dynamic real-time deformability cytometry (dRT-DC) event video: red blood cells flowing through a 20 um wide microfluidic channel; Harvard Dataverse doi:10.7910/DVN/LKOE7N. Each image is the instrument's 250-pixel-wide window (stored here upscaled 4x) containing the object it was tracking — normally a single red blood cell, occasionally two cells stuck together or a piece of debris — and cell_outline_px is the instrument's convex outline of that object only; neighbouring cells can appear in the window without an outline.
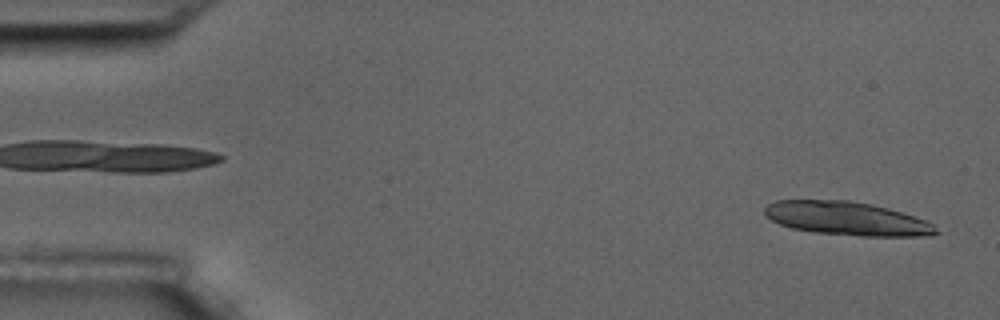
{"species": "common noctule bat (a hibernating species)", "species_latin": "Nyctalus noctula", "temperature_condition": "room temperature", "stored_images_in_passage": 6, "segment_of_instrument_passage": [2, 2], "camera_frame_rate_fps": 3000, "um_per_image_px": 0.085, "animal": {"sex": "male", "body_mass_g": 17.5, "forearm_length_mm": 52.3}, "frame": {"image": 1, "passage_image": 6, "time_ms": 5.667, "image_size_px": [1000, 320], "cell_outline_px": [[940, 232], [932, 236], [860, 236], [816, 232], [792, 228], [780, 224], [764, 216], [764, 208], [768, 204], [776, 200], [848, 200], [872, 204], [888, 208], [928, 220], [936, 224]], "centroid_in_image_um": [72.05, 18.58], "position_along_channel_um": 13.0, "area_um2": 33.81}}